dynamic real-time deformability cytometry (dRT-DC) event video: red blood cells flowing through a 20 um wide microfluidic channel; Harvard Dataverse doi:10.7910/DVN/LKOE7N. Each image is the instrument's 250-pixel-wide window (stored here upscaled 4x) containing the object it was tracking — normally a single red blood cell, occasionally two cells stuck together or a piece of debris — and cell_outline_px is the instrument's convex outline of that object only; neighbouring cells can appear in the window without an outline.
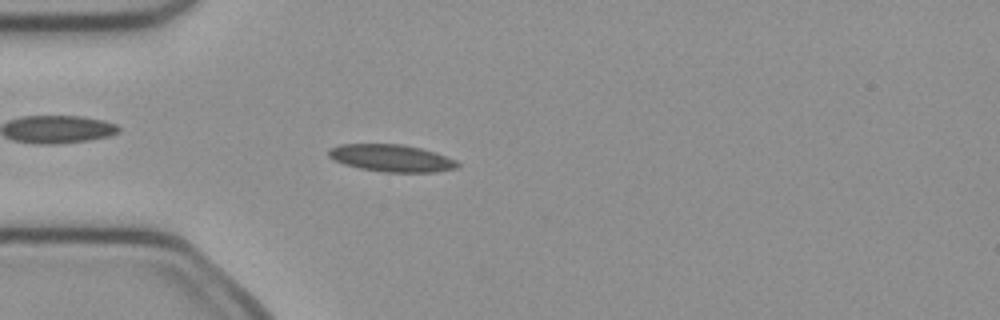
{"species": "common noctule bat (a hibernating species)", "species_latin": "Nyctalus noctula", "temperature_condition": "cold", "stored_images_in_passage": 30, "camera_frame_rate_fps": 3000, "um_per_image_px": 0.085, "animal": {"sex": "female", "body_mass_g": 21.9}, "frame": {"image": 1, "passage_image": 13, "time_ms": 4.0, "image_size_px": [1000, 320], "cell_outline_px": [[460, 164], [456, 168], [436, 172], [384, 172], [360, 168], [344, 164], [328, 156], [328, 152], [332, 148], [340, 144], [400, 144], [420, 148], [456, 160]], "centroid_in_image_um": [33.27, 13.44], "position_along_channel_um": 51.7, "area_um2": 20.11}}
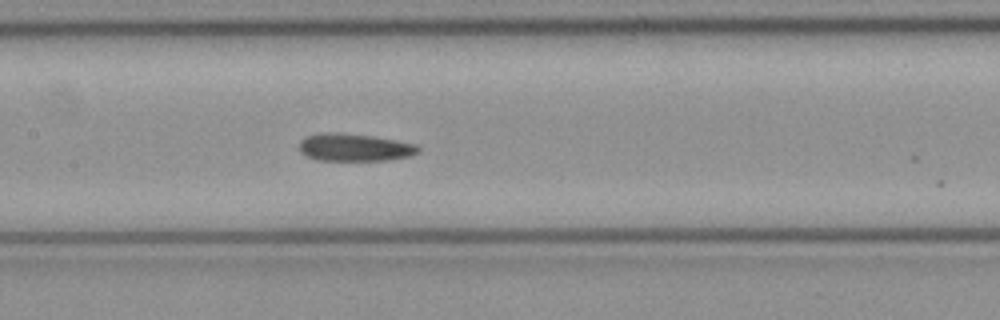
{"frame": {"image": 2, "passage_image": 23, "time_ms": 7.333, "image_size_px": [1000, 320], "cell_outline_px": [[420, 152], [412, 156], [388, 160], [316, 160], [304, 156], [300, 152], [300, 140], [308, 136], [320, 132], [340, 132], [372, 136], [396, 140], [416, 144], [420, 148]], "centroid_in_image_um": [30.14, 12.53], "position_along_channel_um": 177.3, "area_um2": 19.36}}
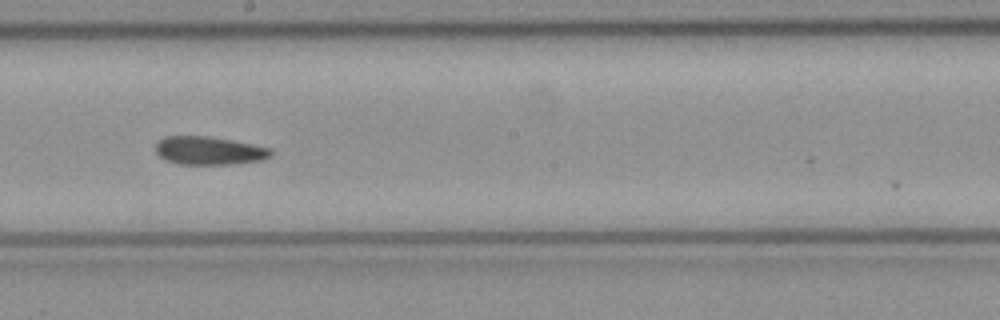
{"frame": {"image": 3, "passage_image": 27, "time_ms": 8.667, "image_size_px": [1000, 320], "cell_outline_px": [[272, 156], [264, 160], [232, 164], [176, 164], [164, 160], [156, 152], [156, 140], [164, 136], [208, 136], [232, 140], [272, 148]], "centroid_in_image_um": [17.76, 12.8], "position_along_channel_um": 230.4, "area_um2": 19.25}}